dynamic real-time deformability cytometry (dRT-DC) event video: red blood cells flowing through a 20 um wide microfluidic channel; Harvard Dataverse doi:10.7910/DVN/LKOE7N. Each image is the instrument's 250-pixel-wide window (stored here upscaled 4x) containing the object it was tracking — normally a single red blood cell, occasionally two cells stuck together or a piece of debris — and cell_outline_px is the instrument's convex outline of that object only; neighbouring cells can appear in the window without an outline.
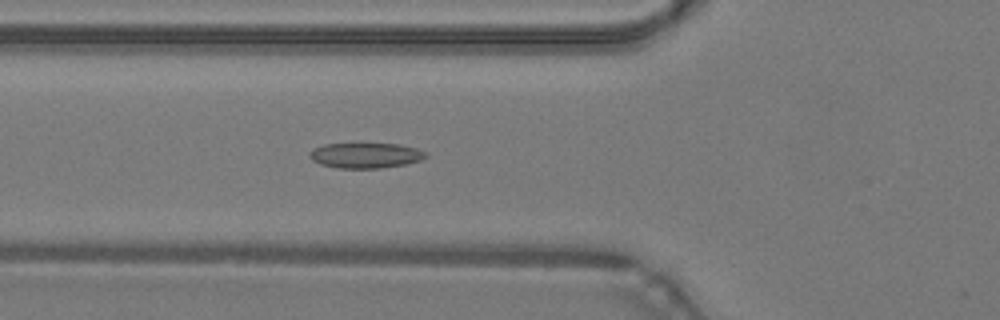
{"species": "common noctule bat (a hibernating species)", "species_latin": "Nyctalus noctula", "temperature_condition": "warm", "stored_images_in_passage": 33, "camera_frame_rate_fps": 3000, "um_per_image_px": 0.085, "animal": {"sex": "male", "body_mass_g": 19.2, "forearm_length_mm": 51.8}, "frame": {"image": 1, "passage_image": 3, "time_ms": 0.667, "image_size_px": [1000, 320], "cell_outline_px": [[428, 156], [420, 160], [404, 164], [380, 168], [336, 168], [320, 164], [312, 160], [308, 156], [308, 152], [312, 148], [324, 144], [400, 144], [416, 148], [424, 152]], "centroid_in_image_um": [31.01, 13.21], "position_along_channel_um": 94.8, "area_um2": 17.11}}
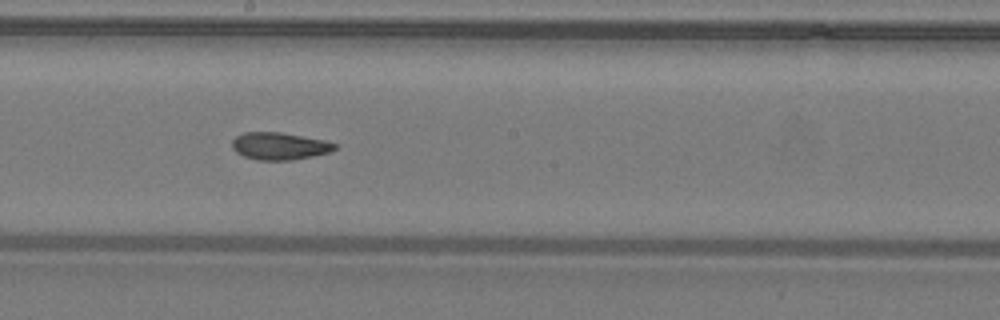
{"frame": {"image": 2, "passage_image": 12, "time_ms": 3.667, "image_size_px": [1000, 320], "cell_outline_px": [[336, 148], [328, 152], [312, 156], [292, 160], [256, 160], [244, 156], [236, 152], [232, 148], [232, 140], [236, 136], [244, 132], [280, 132], [324, 140], [336, 144]], "centroid_in_image_um": [23.71, 12.41], "position_along_channel_um": 224.5, "area_um2": 16.24}}
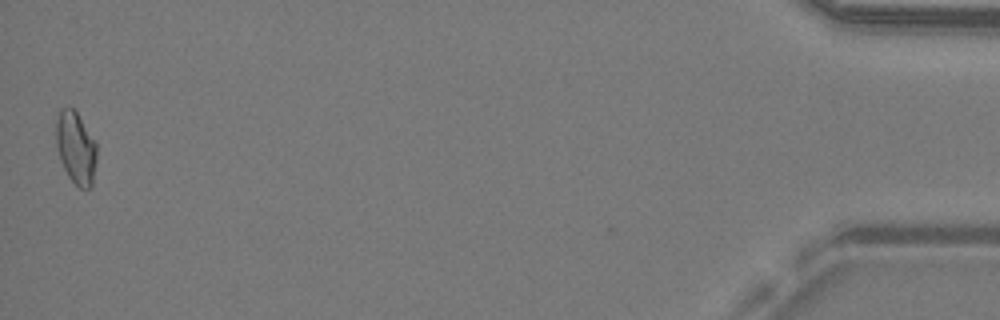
{"frame": {"image": 3, "passage_image": 33, "time_ms": 10.667, "image_size_px": [1000, 320], "cell_outline_px": [[96, 160], [92, 188], [80, 188], [68, 176], [64, 168], [56, 148], [56, 120], [60, 108], [72, 108], [76, 112], [96, 140]], "centroid_in_image_um": [6.45, 12.56], "position_along_channel_um": 428.7, "area_um2": 17.17}, "authors_computed_cell_mechanics": {"area_um2": 16.7042, "velocity_mm_per_s": 4.3085, "shape_relaxation_time_tau1_ms": null, "shape_relaxation_time_tau2_ms": 2.7004, "deformation_change_tau1": null, "deformation_change_tau2": 0.0957}}